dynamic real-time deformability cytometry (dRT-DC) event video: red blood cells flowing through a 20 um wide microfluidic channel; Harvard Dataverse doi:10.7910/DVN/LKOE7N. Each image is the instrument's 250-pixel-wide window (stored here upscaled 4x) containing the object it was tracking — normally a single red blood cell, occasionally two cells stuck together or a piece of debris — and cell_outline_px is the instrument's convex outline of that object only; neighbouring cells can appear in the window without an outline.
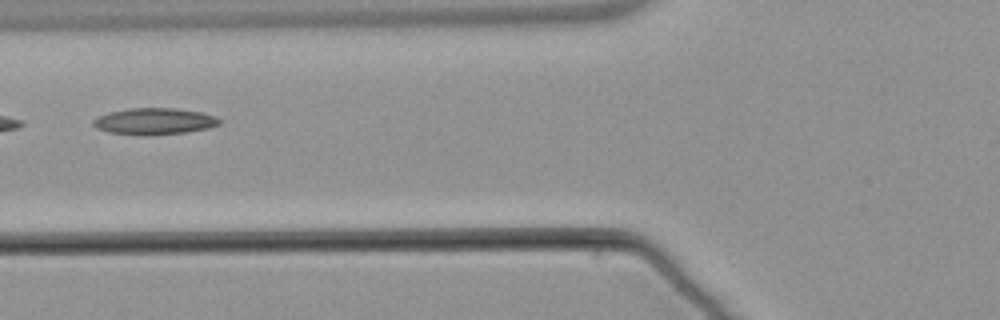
{"species": "common noctule bat (a hibernating species)", "species_latin": "Nyctalus noctula", "temperature_condition": "warm", "stored_images_in_passage": 4, "camera_frame_rate_fps": 3000, "um_per_image_px": 0.085, "animal": {"sex": "male", "body_mass_g": 21.5, "forearm_length_mm": 52.0}, "frame": {"image": 1, "passage_image": 4, "time_ms": 4.667, "image_size_px": [1000, 320], "cell_outline_px": [[220, 124], [208, 128], [188, 132], [144, 136], [108, 132], [96, 128], [92, 124], [92, 120], [108, 112], [128, 108], [176, 108], [204, 112], [216, 116], [220, 120]], "centroid_in_image_um": [13.13, 10.31], "position_along_channel_um": 112.7, "area_um2": 19.77}}